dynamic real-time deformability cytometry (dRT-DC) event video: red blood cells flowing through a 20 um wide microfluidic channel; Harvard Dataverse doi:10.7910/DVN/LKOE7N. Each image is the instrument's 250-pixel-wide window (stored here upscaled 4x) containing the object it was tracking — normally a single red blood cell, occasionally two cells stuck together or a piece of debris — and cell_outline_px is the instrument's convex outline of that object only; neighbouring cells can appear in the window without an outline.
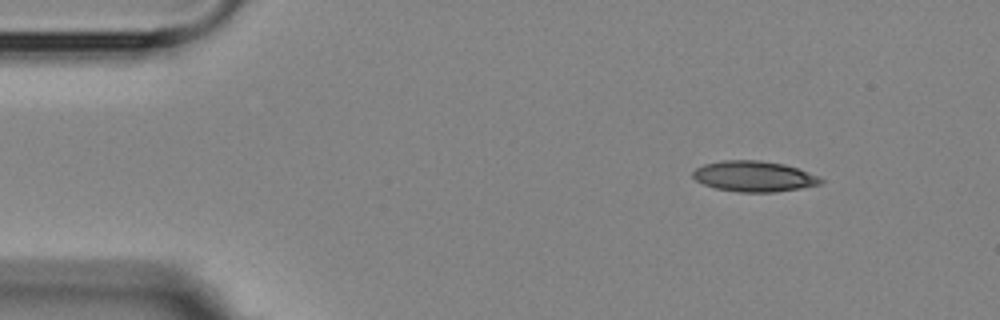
{"species": "Egyptian fruit bat (a non-hibernating species)", "species_latin": "Rousettus aegyptiacus", "temperature_condition": "room temperature", "stored_images_in_passage": 6, "camera_frame_rate_fps": 3000, "um_per_image_px": 0.085, "animal": {"sex": "female"}, "frame": {"image": 1, "passage_image": 1, "time_ms": 0.0, "image_size_px": [1000, 320], "cell_outline_px": [[824, 180], [820, 184], [800, 188], [776, 192], [740, 192], [716, 188], [704, 184], [696, 180], [692, 176], [692, 172], [696, 168], [704, 164], [724, 160], [760, 160], [784, 164], [796, 168], [816, 176]], "centroid_in_image_um": [64.05, 14.99], "position_along_channel_um": 20.9, "area_um2": 22.6}}
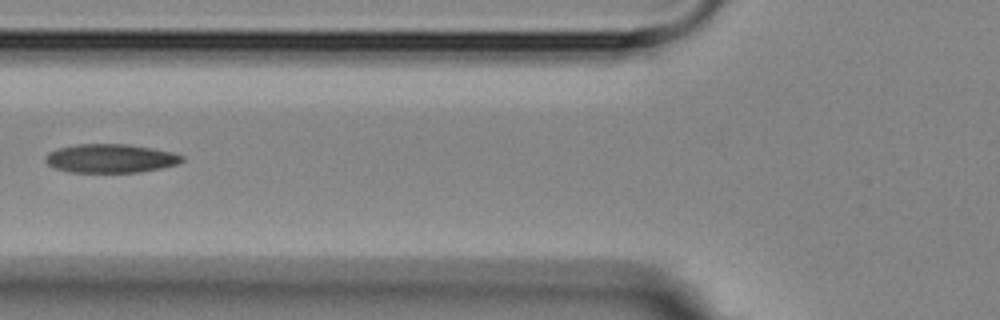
{"frame": {"image": 2, "passage_image": 5, "time_ms": 4.667, "image_size_px": [1000, 320], "cell_outline_px": [[184, 160], [180, 164], [140, 172], [72, 172], [56, 168], [48, 164], [44, 160], [44, 156], [48, 152], [56, 148], [76, 144], [128, 144], [152, 148], [172, 152], [184, 156]], "centroid_in_image_um": [9.4, 13.45], "position_along_channel_um": 116.4, "area_um2": 23.0}}
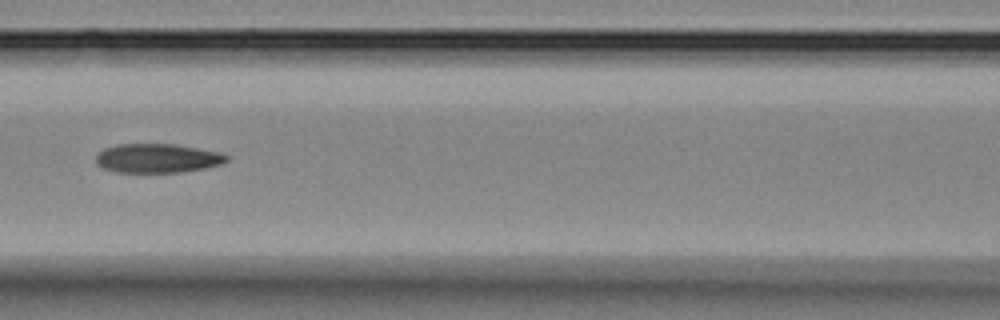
{"frame": {"image": 3, "passage_image": 6, "time_ms": 5.667, "image_size_px": [1000, 320], "cell_outline_px": [[228, 160], [220, 164], [204, 168], [180, 172], [116, 172], [104, 168], [96, 164], [96, 156], [104, 148], [116, 144], [172, 144], [220, 152], [228, 156]], "centroid_in_image_um": [13.35, 13.45], "position_along_channel_um": 153.2, "area_um2": 21.96}}